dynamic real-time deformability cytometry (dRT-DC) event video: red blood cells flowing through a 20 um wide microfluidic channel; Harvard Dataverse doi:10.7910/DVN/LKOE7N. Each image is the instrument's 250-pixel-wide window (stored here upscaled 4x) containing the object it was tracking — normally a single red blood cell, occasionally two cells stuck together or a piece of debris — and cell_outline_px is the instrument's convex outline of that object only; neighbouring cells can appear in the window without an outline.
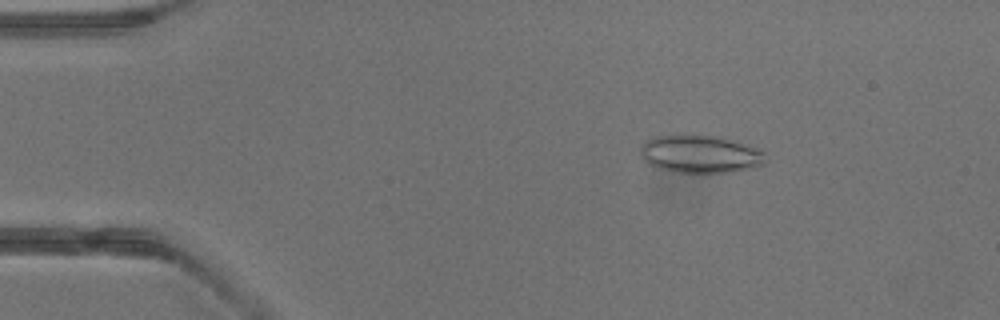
{"species": "common noctule bat (a hibernating species)", "species_latin": "Nyctalus noctula", "temperature_condition": "warm", "stored_images_in_passage": 40, "camera_frame_rate_fps": 3000, "um_per_image_px": 0.085, "animal": {"sex": "male", "body_mass_g": 13.3}, "frame": {"image": 1, "passage_image": 7, "time_ms": 2.0, "image_size_px": [1000, 320], "cell_outline_px": [[764, 164], [752, 168], [732, 172], [668, 172], [656, 168], [648, 164], [640, 156], [640, 148], [648, 140], [656, 136], [684, 132], [688, 132], [720, 136], [736, 140], [756, 148], [764, 152]], "centroid_in_image_um": [59.48, 13.06], "position_along_channel_um": 25.5, "area_um2": 28.44}}
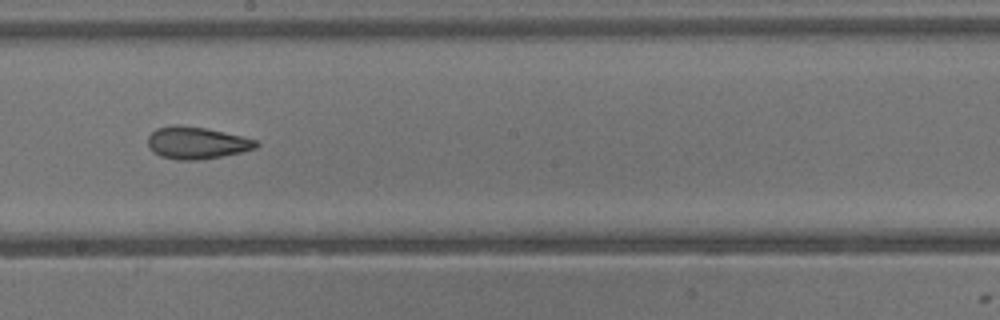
{"frame": {"image": 2, "passage_image": 23, "time_ms": 7.333, "image_size_px": [1000, 320], "cell_outline_px": [[260, 144], [256, 148], [240, 152], [220, 156], [196, 160], [176, 160], [160, 156], [152, 152], [148, 148], [148, 136], [156, 128], [172, 124], [180, 124], [204, 128], [244, 136], [256, 140]], "centroid_in_image_um": [16.68, 12.13], "position_along_channel_um": 231.5, "area_um2": 20.4}}
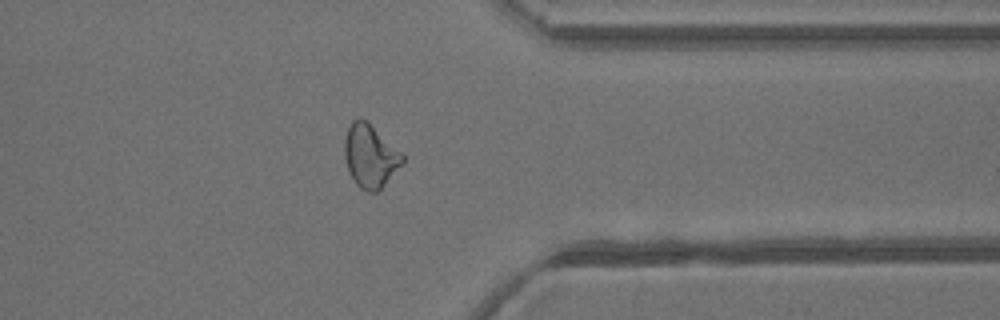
{"frame": {"image": 3, "passage_image": 32, "time_ms": 10.333, "image_size_px": [1000, 320], "cell_outline_px": [[404, 160], [380, 188], [376, 192], [368, 192], [360, 188], [352, 180], [344, 156], [344, 140], [348, 128], [352, 120], [356, 116], [360, 116], [368, 120], [404, 156]], "centroid_in_image_um": [31.41, 13.2], "position_along_channel_um": 380.0, "area_um2": 21.15}}